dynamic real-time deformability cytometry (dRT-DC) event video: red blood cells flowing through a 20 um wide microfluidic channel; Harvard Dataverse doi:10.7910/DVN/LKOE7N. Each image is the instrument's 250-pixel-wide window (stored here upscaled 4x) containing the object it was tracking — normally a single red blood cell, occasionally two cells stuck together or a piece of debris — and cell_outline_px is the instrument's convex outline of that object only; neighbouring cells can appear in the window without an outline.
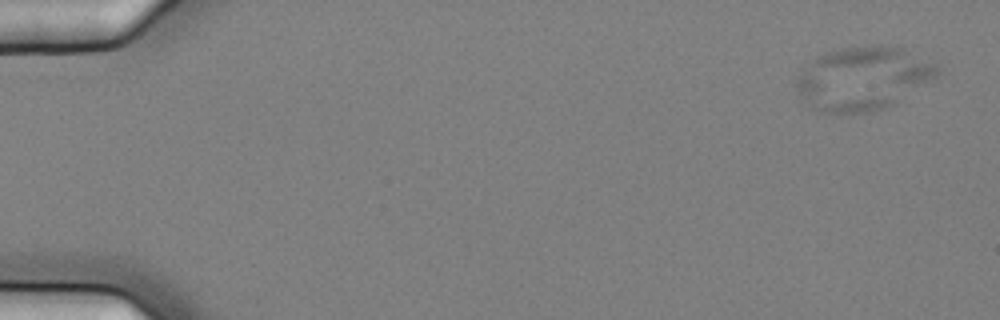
{"species": "common noctule bat (a hibernating species)", "species_latin": "Nyctalus noctula", "temperature_condition": "cold", "stored_images_in_passage": 6, "camera_frame_rate_fps": 3000, "um_per_image_px": 0.085, "animal": {"sex": "female", "body_mass_g": 25.1}, "frame": {"image": 1, "passage_image": 2, "time_ms": 0.333, "image_size_px": [1000, 320], "cell_outline_px": [[940, 72], [936, 76], [896, 104], [888, 108], [872, 112], [824, 112], [812, 108], [800, 92], [796, 84], [796, 80], [816, 56], [840, 48], [872, 44], [880, 44], [904, 48], [940, 64]], "centroid_in_image_um": [73.45, 6.64], "position_along_channel_um": 11.5, "area_um2": 52.02}}